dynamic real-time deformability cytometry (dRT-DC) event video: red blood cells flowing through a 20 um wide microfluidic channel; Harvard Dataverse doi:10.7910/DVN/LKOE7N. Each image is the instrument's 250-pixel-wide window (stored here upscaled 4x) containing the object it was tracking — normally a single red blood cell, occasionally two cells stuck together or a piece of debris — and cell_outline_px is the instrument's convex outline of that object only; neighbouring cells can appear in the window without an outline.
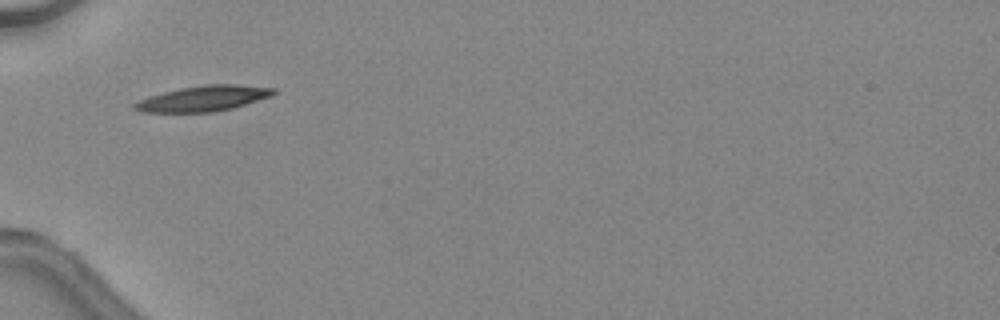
{"species": "common noctule bat (a hibernating species)", "species_latin": "Nyctalus noctula", "temperature_condition": "warm", "stored_images_in_passage": 4, "camera_frame_rate_fps": 3000, "um_per_image_px": 0.085, "animal": {"sex": "female", "body_mass_g": 24.6, "forearm_length_mm": 56.2}, "frame": {"image": 1, "passage_image": 1, "time_ms": 0.0, "image_size_px": [1000, 320], "cell_outline_px": [[276, 92], [272, 96], [232, 108], [216, 112], [140, 112], [132, 108], [132, 104], [140, 100], [164, 92], [180, 88], [204, 84], [232, 84], [276, 88]], "centroid_in_image_um": [17.3, 8.37], "position_along_channel_um": 67.7, "area_um2": 20.58}}